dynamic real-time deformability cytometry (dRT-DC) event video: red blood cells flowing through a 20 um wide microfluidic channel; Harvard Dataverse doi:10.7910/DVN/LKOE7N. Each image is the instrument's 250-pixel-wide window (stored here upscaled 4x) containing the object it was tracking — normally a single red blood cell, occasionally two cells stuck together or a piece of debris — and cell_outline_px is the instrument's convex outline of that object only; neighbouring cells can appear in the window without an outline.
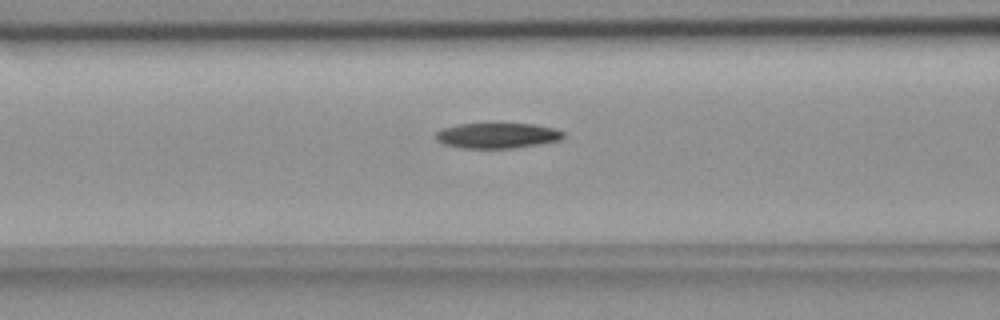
{"species": "common noctule bat (a hibernating species)", "species_latin": "Nyctalus noctula", "temperature_condition": "room temperature", "stored_images_in_passage": 55, "camera_frame_rate_fps": 3000, "um_per_image_px": 0.085, "animal": {"sex": "female", "body_mass_g": 18.4}, "frame": {"image": 1, "passage_image": 22, "time_ms": 7.0, "image_size_px": [1000, 320], "cell_outline_px": [[564, 136], [560, 140], [540, 144], [516, 148], [464, 148], [444, 144], [436, 140], [436, 132], [440, 128], [460, 124], [536, 124], [556, 128], [564, 132]], "centroid_in_image_um": [42.29, 11.52], "position_along_channel_um": 124.3, "area_um2": 18.96}}
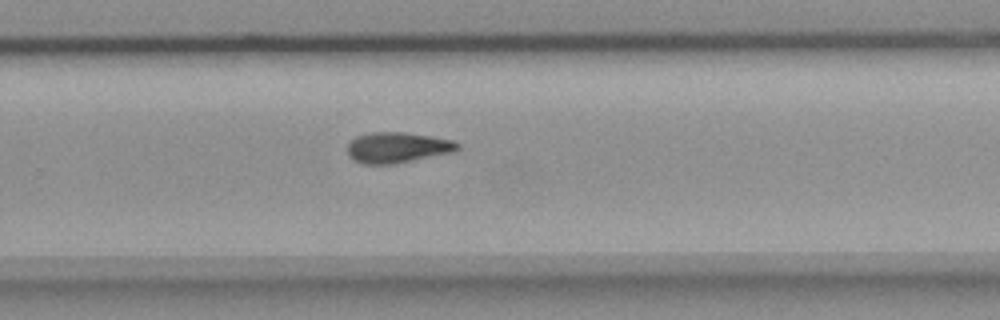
{"frame": {"image": 2, "passage_image": 36, "time_ms": 11.667, "image_size_px": [1000, 320], "cell_outline_px": [[460, 148], [456, 152], [396, 164], [364, 164], [348, 156], [348, 144], [356, 136], [372, 132], [404, 132], [452, 140], [460, 144]], "centroid_in_image_um": [33.82, 12.55], "position_along_channel_um": 296.0, "area_um2": 19.77}}
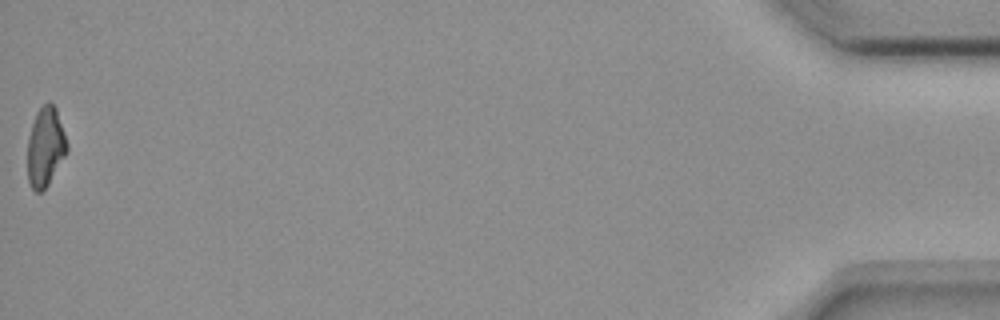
{"frame": {"image": 3, "passage_image": 55, "time_ms": 18.0, "image_size_px": [1000, 320], "cell_outline_px": [[68, 152], [48, 184], [40, 192], [36, 192], [32, 188], [28, 180], [28, 136], [36, 112], [48, 100], [56, 108], [68, 144]], "centroid_in_image_um": [3.87, 12.47], "position_along_channel_um": 431.3, "area_um2": 18.21}, "authors_computed_cell_mechanics": {"area_um2": 19.4208, "velocity_mm_per_s": 3.6917, "shape_relaxation_time_tau1_ms": 9.0926, "shape_relaxation_time_tau2_ms": null, "deformation_change_tau1": 0.2254, "deformation_change_tau2": null}}